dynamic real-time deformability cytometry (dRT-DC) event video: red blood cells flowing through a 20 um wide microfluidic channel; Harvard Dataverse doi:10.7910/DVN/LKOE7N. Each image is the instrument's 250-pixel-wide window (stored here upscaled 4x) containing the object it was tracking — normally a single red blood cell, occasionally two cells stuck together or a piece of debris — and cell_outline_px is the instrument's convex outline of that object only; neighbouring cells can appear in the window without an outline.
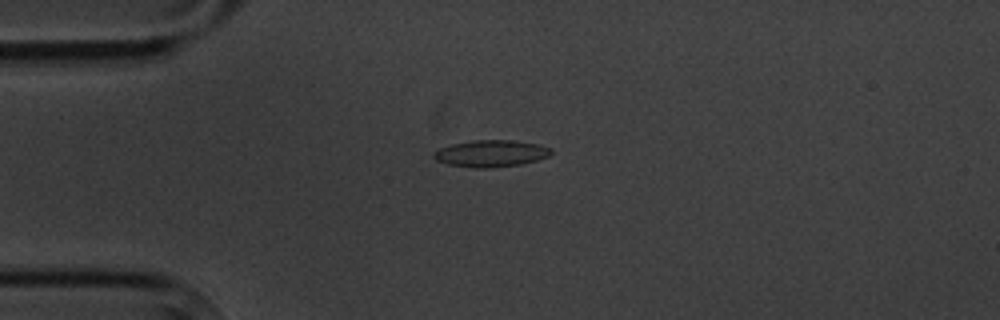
{"species": "common noctule bat (a hibernating species)", "species_latin": "Nyctalus noctula", "temperature_condition": "cold", "stored_images_in_passage": 7, "camera_frame_rate_fps": 3000, "um_per_image_px": 0.085, "animal": {"sex": "male", "body_mass_g": 20.1, "forearm_length_mm": 53.5}, "frame": {"image": 1, "passage_image": 4, "time_ms": 3.333, "image_size_px": [1000, 320], "cell_outline_px": [[552, 152], [548, 156], [536, 160], [520, 164], [488, 168], [476, 168], [448, 164], [436, 160], [432, 156], [432, 152], [440, 148], [452, 144], [472, 140], [512, 140], [536, 144], [552, 148]], "centroid_in_image_um": [41.7, 13.04], "position_along_channel_um": 43.3, "area_um2": 18.21}}
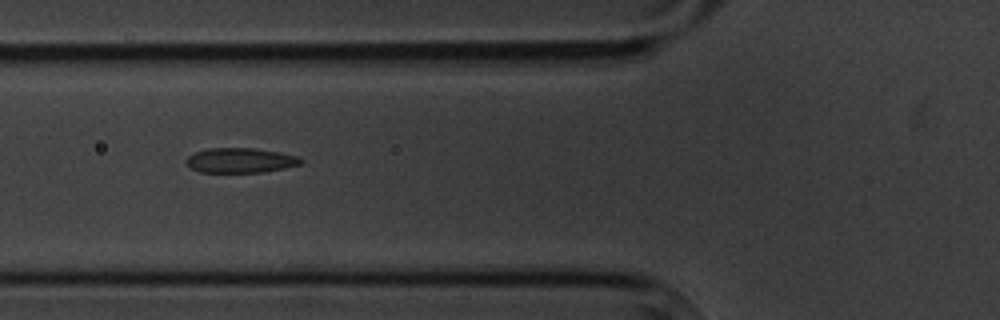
{"frame": {"image": 2, "passage_image": 6, "time_ms": 5.667, "image_size_px": [1000, 320], "cell_outline_px": [[304, 160], [300, 164], [284, 168], [264, 172], [200, 172], [188, 168], [184, 164], [184, 160], [188, 156], [196, 152], [208, 148], [252, 148], [280, 152], [296, 156]], "centroid_in_image_um": [20.37, 13.63], "position_along_channel_um": 105.4, "area_um2": 16.7}}
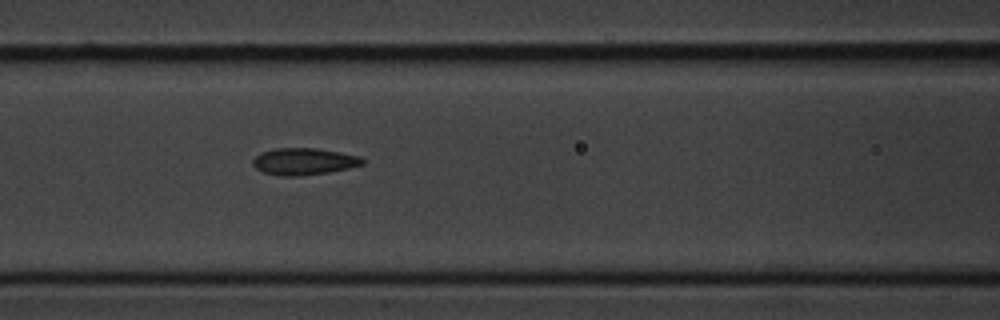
{"frame": {"image": 3, "passage_image": 7, "time_ms": 6.667, "image_size_px": [1000, 320], "cell_outline_px": [[364, 164], [348, 168], [328, 172], [296, 176], [280, 176], [264, 172], [256, 168], [252, 164], [252, 160], [260, 152], [276, 148], [316, 148], [340, 152], [360, 156], [364, 160]], "centroid_in_image_um": [25.82, 13.71], "position_along_channel_um": 140.8, "area_um2": 17.11}}